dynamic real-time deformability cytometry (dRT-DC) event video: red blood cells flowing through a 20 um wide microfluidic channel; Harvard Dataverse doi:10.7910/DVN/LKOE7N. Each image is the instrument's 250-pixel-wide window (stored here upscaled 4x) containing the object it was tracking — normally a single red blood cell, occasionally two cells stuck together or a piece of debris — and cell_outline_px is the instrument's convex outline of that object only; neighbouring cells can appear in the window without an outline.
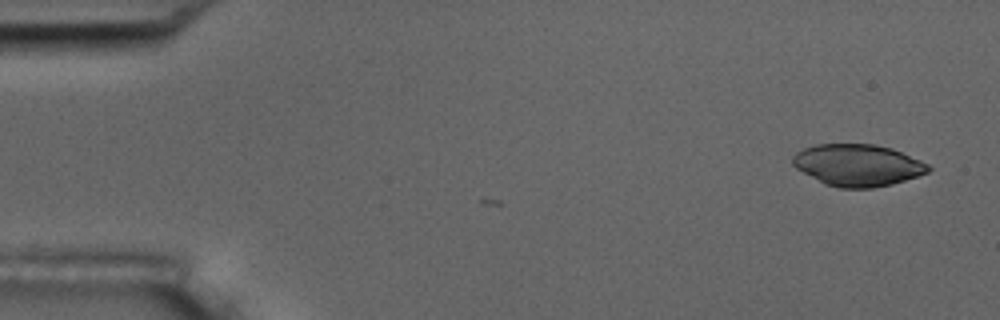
{"species": "common noctule bat (a hibernating species)", "species_latin": "Nyctalus noctula", "temperature_condition": "room temperature", "stored_images_in_passage": 7, "camera_frame_rate_fps": 3000, "um_per_image_px": 0.085, "animal": {"sex": "male", "body_mass_g": 17.5, "forearm_length_mm": 52.3}, "frame": {"image": 1, "passage_image": 1, "time_ms": 0.0, "image_size_px": [1000, 320], "cell_outline_px": [[932, 168], [928, 172], [892, 184], [872, 188], [840, 188], [824, 184], [796, 168], [792, 164], [792, 156], [796, 152], [804, 148], [816, 144], [876, 144], [892, 148], [920, 160], [928, 164]], "centroid_in_image_um": [72.89, 14.03], "position_along_channel_um": 12.1, "area_um2": 33.06}}